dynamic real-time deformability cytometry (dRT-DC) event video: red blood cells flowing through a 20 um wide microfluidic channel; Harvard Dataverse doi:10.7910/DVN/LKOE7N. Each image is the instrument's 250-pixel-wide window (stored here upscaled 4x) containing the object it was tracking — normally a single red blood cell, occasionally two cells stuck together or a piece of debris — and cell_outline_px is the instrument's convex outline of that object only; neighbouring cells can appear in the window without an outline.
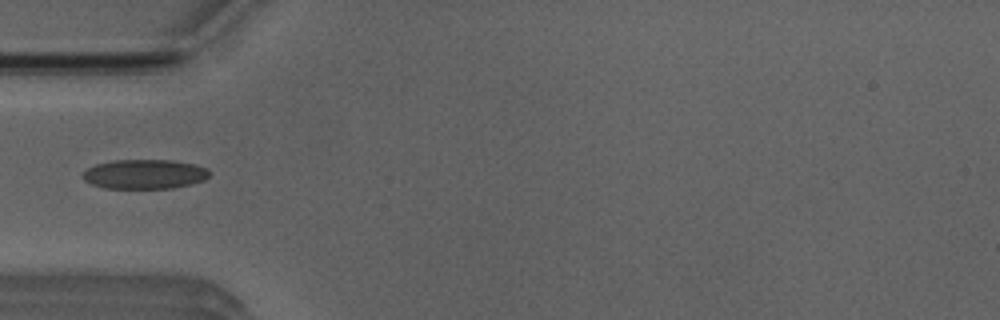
{"species": "Egyptian fruit bat (a non-hibernating species)", "species_latin": "Rousettus aegyptiacus", "temperature_condition": "room temperature", "stored_images_in_passage": 4, "camera_frame_rate_fps": 3000, "um_per_image_px": 0.085, "animal": {"sex": "male"}, "frame": {"image": 1, "passage_image": 3, "time_ms": 2.333, "image_size_px": [1000, 320], "cell_outline_px": [[212, 172], [204, 180], [192, 184], [172, 188], [104, 188], [92, 184], [84, 180], [80, 176], [88, 168], [96, 164], [112, 160], [172, 160], [196, 164], [208, 168]], "centroid_in_image_um": [12.31, 14.8], "position_along_channel_um": 72.7, "area_um2": 21.96}}